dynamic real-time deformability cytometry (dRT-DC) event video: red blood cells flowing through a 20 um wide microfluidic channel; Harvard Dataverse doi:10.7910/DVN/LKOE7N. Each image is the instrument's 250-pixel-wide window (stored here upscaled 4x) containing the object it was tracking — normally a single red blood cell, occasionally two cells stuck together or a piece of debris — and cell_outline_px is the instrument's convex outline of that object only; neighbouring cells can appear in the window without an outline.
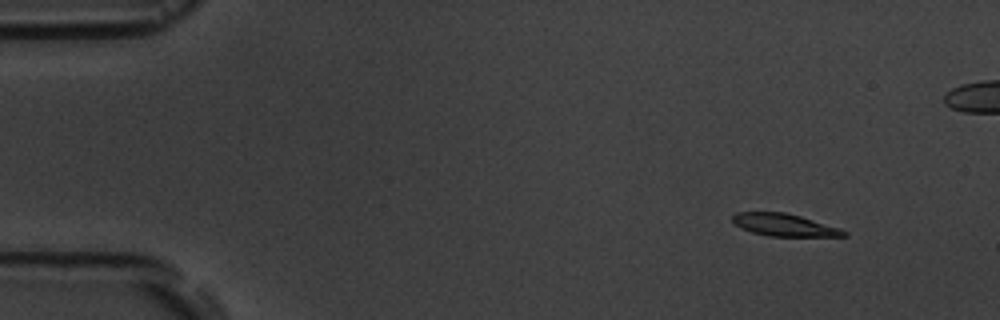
{"species": "common noctule bat (a hibernating species)", "species_latin": "Nyctalus noctula", "temperature_condition": "room temperature", "stored_images_in_passage": 5, "camera_frame_rate_fps": 3000, "um_per_image_px": 0.085, "animal": {"sex": "male", "body_mass_g": 19.5, "forearm_length_mm": 54.6}, "frame": {"image": 1, "passage_image": 1, "time_ms": 0.0, "image_size_px": [1000, 320], "cell_outline_px": [[848, 236], [768, 236], [752, 232], [740, 228], [732, 220], [732, 216], [736, 212], [784, 212], [800, 216], [840, 228], [848, 232]], "centroid_in_image_um": [66.66, 19.12], "position_along_channel_um": 18.3, "area_um2": 14.45}}